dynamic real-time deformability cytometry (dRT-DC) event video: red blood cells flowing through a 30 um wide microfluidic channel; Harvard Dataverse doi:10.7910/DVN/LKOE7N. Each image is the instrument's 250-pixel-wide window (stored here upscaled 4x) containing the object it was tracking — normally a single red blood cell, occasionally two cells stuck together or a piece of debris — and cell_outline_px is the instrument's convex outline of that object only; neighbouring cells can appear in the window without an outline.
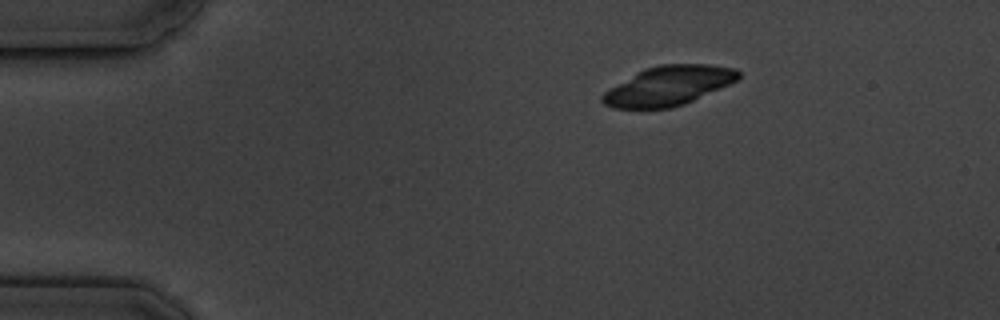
{"species": "common noctule bat (a hibernating species)", "species_latin": "Nyctalus noctula", "temperature_condition": "cold", "stored_images_in_passage": 3, "camera_frame_rate_fps": 3000, "um_per_image_px": 0.085, "animal": {"sex": "male", "body_mass_g": 19.5, "forearm_length_mm": 54.6}, "frame": {"image": 1, "passage_image": 1, "time_ms": 0.0, "image_size_px": [1000, 320], "cell_outline_px": [[740, 76], [736, 80], [720, 88], [684, 104], [672, 108], [612, 108], [604, 104], [600, 100], [600, 96], [604, 92], [644, 68], [660, 64], [708, 64], [736, 68], [740, 72]], "centroid_in_image_um": [56.81, 7.28], "position_along_channel_um": 28.2, "area_um2": 30.98}}